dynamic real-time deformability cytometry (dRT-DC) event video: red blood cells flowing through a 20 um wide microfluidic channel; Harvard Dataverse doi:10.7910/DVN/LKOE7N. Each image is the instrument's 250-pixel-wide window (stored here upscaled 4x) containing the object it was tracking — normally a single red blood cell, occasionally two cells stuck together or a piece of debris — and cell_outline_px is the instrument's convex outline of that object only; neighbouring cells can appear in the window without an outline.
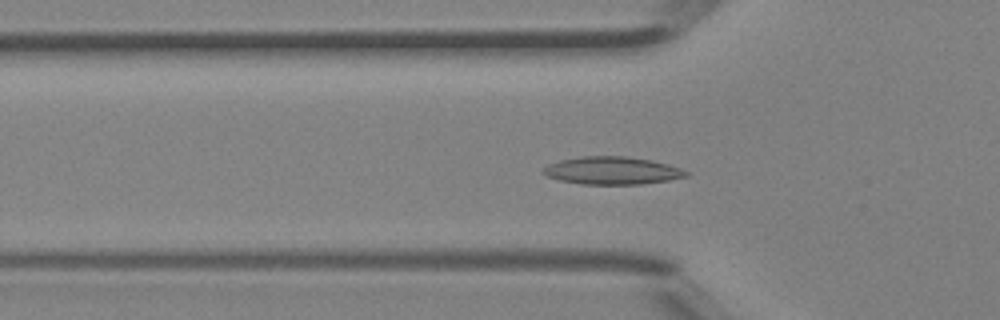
{"species": "Egyptian fruit bat (a non-hibernating species)", "species_latin": "Rousettus aegyptiacus", "temperature_condition": "room temperature", "stored_images_in_passage": 47, "camera_frame_rate_fps": 3000, "um_per_image_px": 0.085, "animal": {"sex": "female"}, "frame": {"image": 1, "passage_image": 16, "time_ms": 5.0, "image_size_px": [1000, 320], "cell_outline_px": [[688, 176], [668, 180], [640, 184], [580, 184], [560, 180], [548, 176], [540, 172], [548, 164], [560, 160], [580, 156], [624, 156], [652, 160], [668, 164], [680, 168], [688, 172]], "centroid_in_image_um": [52.01, 14.49], "position_along_channel_um": 73.8, "area_um2": 23.0}}
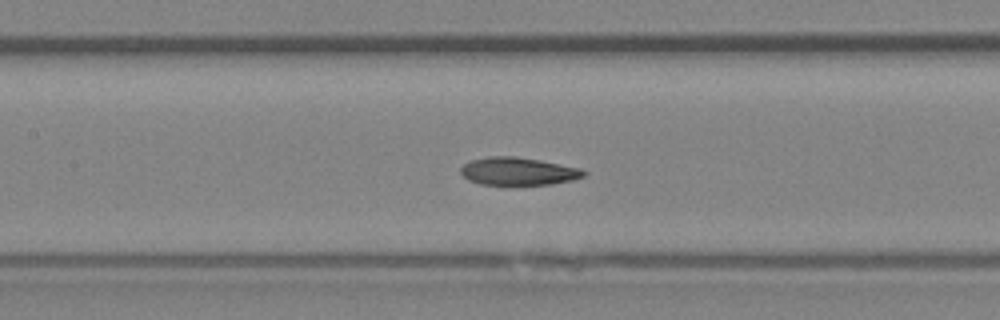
{"frame": {"image": 2, "passage_image": 22, "time_ms": 7.0, "image_size_px": [1000, 320], "cell_outline_px": [[588, 172], [584, 176], [572, 180], [552, 184], [480, 184], [468, 180], [460, 172], [460, 168], [464, 164], [472, 160], [488, 156], [516, 156], [540, 160], [580, 168]], "centroid_in_image_um": [44.05, 14.55], "position_along_channel_um": 163.4, "area_um2": 19.83}}
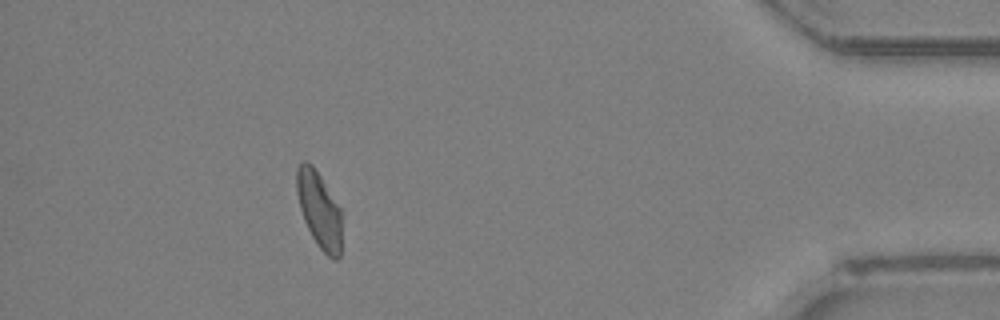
{"frame": {"image": 3, "passage_image": 42, "time_ms": 13.667, "image_size_px": [1000, 320], "cell_outline_px": [[340, 256], [336, 260], [332, 260], [320, 248], [312, 236], [304, 220], [300, 208], [296, 192], [296, 168], [304, 160], [312, 164], [320, 176], [340, 208]], "centroid_in_image_um": [27.1, 17.81], "position_along_channel_um": 408.1, "area_um2": 19.71}, "authors_computed_cell_mechanics": {"area_um2": 20.9814, "velocity_mm_per_s": 4.4803, "shape_relaxation_time_tau1_ms": 9.4652, "shape_relaxation_time_tau2_ms": 3.208, "deformation_change_tau1": 0.2116, "deformation_change_tau2": 0.0815}}